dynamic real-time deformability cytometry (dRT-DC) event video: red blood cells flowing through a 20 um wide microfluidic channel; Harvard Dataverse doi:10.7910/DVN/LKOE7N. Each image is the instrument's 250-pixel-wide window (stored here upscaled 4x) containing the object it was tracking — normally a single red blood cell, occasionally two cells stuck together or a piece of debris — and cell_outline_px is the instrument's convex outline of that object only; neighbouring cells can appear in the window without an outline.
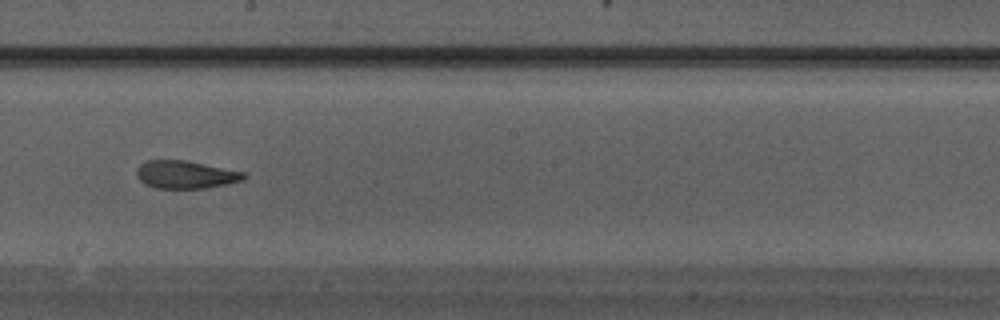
{"species": "Egyptian fruit bat (a non-hibernating species)", "species_latin": "Rousettus aegyptiacus", "temperature_condition": "warm", "stored_images_in_passage": 25, "camera_frame_rate_fps": 3000, "um_per_image_px": 0.085, "animal": {"sex": "male"}, "frame": {"image": 1, "passage_image": 11, "time_ms": 3.333, "image_size_px": [1000, 320], "cell_outline_px": [[248, 176], [244, 180], [228, 184], [204, 188], [156, 188], [144, 184], [136, 176], [136, 172], [140, 164], [148, 160], [184, 160], [244, 172]], "centroid_in_image_um": [15.77, 14.85], "position_along_channel_um": 232.4, "area_um2": 17.34}}
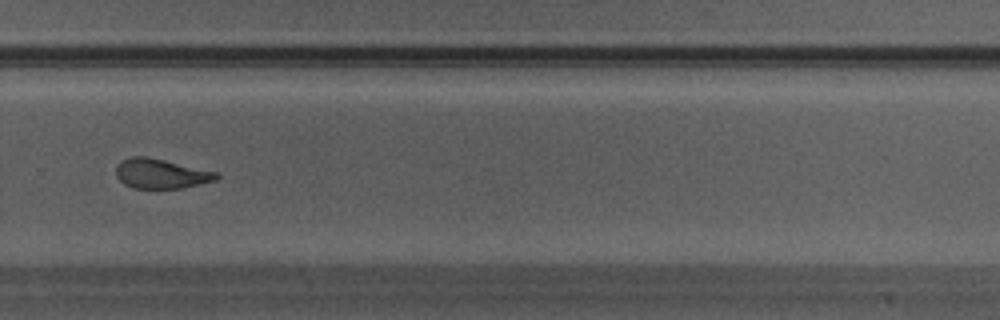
{"frame": {"image": 2, "passage_image": 15, "time_ms": 4.667, "image_size_px": [1000, 320], "cell_outline_px": [[220, 176], [216, 180], [180, 188], [132, 188], [124, 184], [116, 176], [116, 164], [120, 160], [132, 156], [148, 156], [220, 172]], "centroid_in_image_um": [13.68, 14.74], "position_along_channel_um": 316.1, "area_um2": 17.63}}